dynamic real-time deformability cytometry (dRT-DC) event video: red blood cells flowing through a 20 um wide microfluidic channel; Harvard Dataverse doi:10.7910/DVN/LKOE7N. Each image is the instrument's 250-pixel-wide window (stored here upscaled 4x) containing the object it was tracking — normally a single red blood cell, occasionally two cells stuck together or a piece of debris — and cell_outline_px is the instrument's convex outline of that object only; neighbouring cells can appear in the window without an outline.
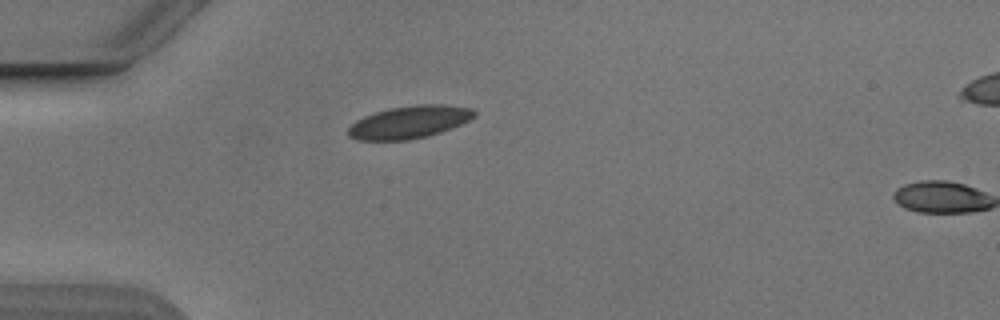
{"species": "Egyptian fruit bat (a non-hibernating species)", "species_latin": "Rousettus aegyptiacus", "temperature_condition": "cold", "stored_images_in_passage": 2, "camera_frame_rate_fps": 3000, "um_per_image_px": 0.085, "animal": {"sex": "male"}, "frame": {"image": 1, "passage_image": 1, "time_ms": 0.0, "image_size_px": [1000, 320], "cell_outline_px": [[476, 116], [452, 128], [440, 132], [408, 140], [360, 140], [348, 136], [348, 128], [356, 120], [364, 116], [388, 108], [416, 104], [444, 104], [472, 108], [476, 112]], "centroid_in_image_um": [34.8, 10.36], "position_along_channel_um": 50.2, "area_um2": 23.87}}